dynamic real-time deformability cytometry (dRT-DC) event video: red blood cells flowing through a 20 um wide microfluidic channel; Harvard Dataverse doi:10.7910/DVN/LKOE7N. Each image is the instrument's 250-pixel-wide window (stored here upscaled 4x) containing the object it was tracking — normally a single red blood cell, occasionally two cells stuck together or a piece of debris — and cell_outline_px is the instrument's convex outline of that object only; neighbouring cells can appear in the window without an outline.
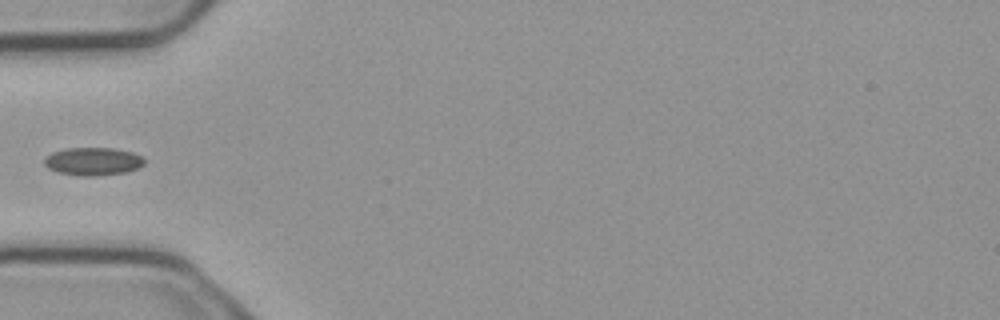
{"species": "common noctule bat (a hibernating species)", "species_latin": "Nyctalus noctula", "temperature_condition": "cold", "stored_images_in_passage": 6, "camera_frame_rate_fps": 3000, "um_per_image_px": 0.085, "animal": {"sex": "male", "body_mass_g": 23.1, "forearm_length_mm": 52.7}, "frame": {"image": 1, "passage_image": 5, "time_ms": 1.333, "image_size_px": [1000, 320], "cell_outline_px": [[144, 164], [128, 172], [96, 176], [84, 176], [56, 172], [48, 168], [44, 164], [44, 160], [52, 152], [68, 148], [112, 148], [132, 152], [144, 156]], "centroid_in_image_um": [7.92, 13.72], "position_along_channel_um": 77.1, "area_um2": 16.3}}
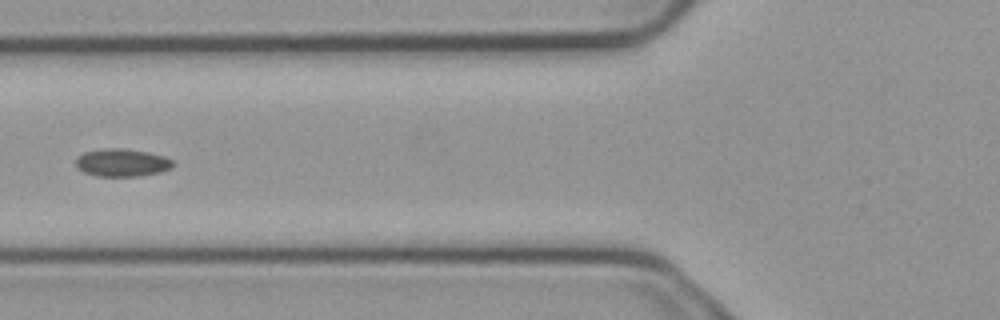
{"frame": {"image": 2, "passage_image": 6, "time_ms": 1.667, "image_size_px": [1000, 320], "cell_outline_px": [[172, 168], [160, 172], [140, 176], [96, 176], [84, 172], [76, 168], [76, 156], [84, 152], [108, 148], [124, 148], [148, 152], [164, 156], [172, 160]], "centroid_in_image_um": [10.34, 13.82], "position_along_channel_um": 115.5, "area_um2": 15.78}}